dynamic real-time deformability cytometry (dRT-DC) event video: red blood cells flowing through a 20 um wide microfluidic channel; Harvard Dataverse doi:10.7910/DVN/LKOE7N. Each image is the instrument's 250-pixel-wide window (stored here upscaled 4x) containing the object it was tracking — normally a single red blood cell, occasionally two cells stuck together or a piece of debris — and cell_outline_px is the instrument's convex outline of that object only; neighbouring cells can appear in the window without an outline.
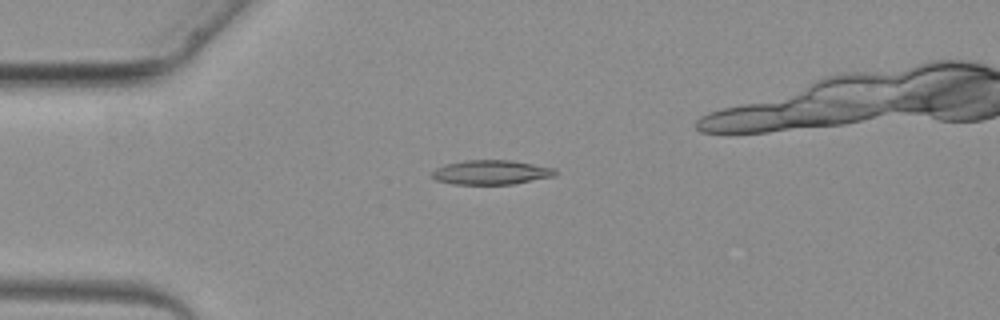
{"species": "common noctule bat (a hibernating species)", "species_latin": "Nyctalus noctula", "temperature_condition": "warm", "stored_images_in_passage": 3, "segment_of_instrument_passage": [1, 2], "camera_frame_rate_fps": 3000, "um_per_image_px": 0.085, "animal": {"sex": "female", "body_mass_g": 19.3, "forearm_length_mm": 54.1}, "frame": {"image": 1, "passage_image": 1, "time_ms": 0.0, "image_size_px": [1000, 320], "cell_outline_px": [[556, 176], [512, 184], [452, 184], [436, 180], [432, 176], [432, 172], [436, 168], [444, 164], [464, 160], [512, 160], [556, 168]], "centroid_in_image_um": [41.75, 14.64], "position_along_channel_um": 43.2, "area_um2": 17.63}}